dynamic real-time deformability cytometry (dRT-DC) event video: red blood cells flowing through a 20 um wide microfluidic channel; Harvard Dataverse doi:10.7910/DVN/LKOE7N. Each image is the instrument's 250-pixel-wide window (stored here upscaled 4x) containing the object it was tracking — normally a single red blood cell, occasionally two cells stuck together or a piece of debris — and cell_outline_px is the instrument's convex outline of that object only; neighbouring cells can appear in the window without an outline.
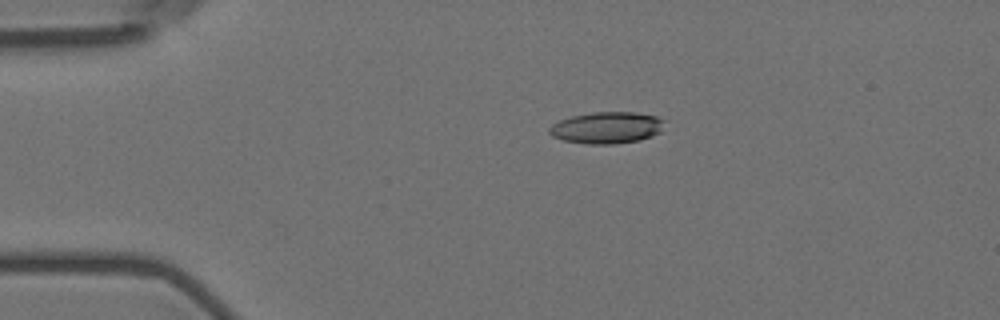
{"species": "Egyptian fruit bat (a non-hibernating species)", "species_latin": "Rousettus aegyptiacus", "temperature_condition": "room temperature", "stored_images_in_passage": 32, "camera_frame_rate_fps": 3000, "um_per_image_px": 0.085, "animal": {"sex": "female"}, "frame": {"image": 1, "passage_image": 12, "time_ms": 3.667, "image_size_px": [1000, 320], "cell_outline_px": [[664, 120], [660, 132], [652, 136], [640, 140], [616, 144], [588, 144], [564, 140], [552, 136], [548, 132], [548, 128], [552, 124], [560, 120], [572, 116], [592, 112], [636, 112], [656, 116]], "centroid_in_image_um": [51.57, 10.85], "position_along_channel_um": 33.4, "area_um2": 21.27}}
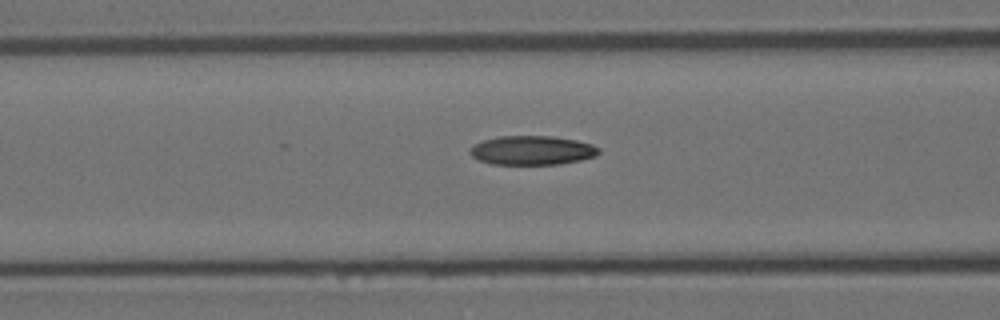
{"frame": {"image": 2, "passage_image": 23, "time_ms": 7.333, "image_size_px": [1000, 320], "cell_outline_px": [[600, 152], [596, 156], [580, 160], [560, 164], [492, 164], [476, 160], [468, 152], [468, 148], [472, 144], [484, 140], [500, 136], [552, 136], [576, 140], [592, 144], [600, 148]], "centroid_in_image_um": [45.19, 12.78], "position_along_channel_um": 121.4, "area_um2": 22.08}}
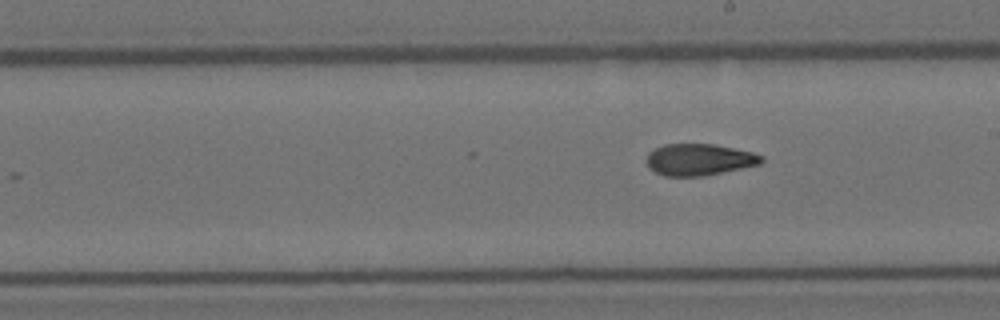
{"frame": {"image": 3, "passage_image": 32, "time_ms": 10.333, "image_size_px": [1000, 320], "cell_outline_px": [[764, 160], [760, 164], [704, 176], [664, 176], [648, 168], [644, 160], [648, 152], [664, 144], [712, 144], [752, 152], [764, 156]], "centroid_in_image_um": [59.38, 13.57], "position_along_channel_um": 229.6, "area_um2": 21.27}}